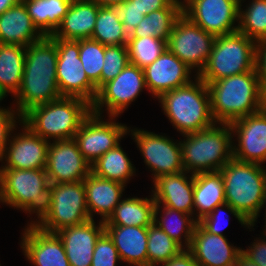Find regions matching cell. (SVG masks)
<instances>
[{
  "mask_svg": "<svg viewBox=\"0 0 266 266\" xmlns=\"http://www.w3.org/2000/svg\"><path fill=\"white\" fill-rule=\"evenodd\" d=\"M57 61V45L49 36L26 46L22 83L15 95L16 111L21 116L34 106L61 97L56 76Z\"/></svg>",
  "mask_w": 266,
  "mask_h": 266,
  "instance_id": "cell-1",
  "label": "cell"
},
{
  "mask_svg": "<svg viewBox=\"0 0 266 266\" xmlns=\"http://www.w3.org/2000/svg\"><path fill=\"white\" fill-rule=\"evenodd\" d=\"M211 114L216 123H232L263 109L262 89L256 70L207 84Z\"/></svg>",
  "mask_w": 266,
  "mask_h": 266,
  "instance_id": "cell-2",
  "label": "cell"
},
{
  "mask_svg": "<svg viewBox=\"0 0 266 266\" xmlns=\"http://www.w3.org/2000/svg\"><path fill=\"white\" fill-rule=\"evenodd\" d=\"M91 112V104L86 100L61 96L51 102L30 108L22 115V124L49 142L50 139L53 141L74 139L82 122Z\"/></svg>",
  "mask_w": 266,
  "mask_h": 266,
  "instance_id": "cell-3",
  "label": "cell"
},
{
  "mask_svg": "<svg viewBox=\"0 0 266 266\" xmlns=\"http://www.w3.org/2000/svg\"><path fill=\"white\" fill-rule=\"evenodd\" d=\"M223 176L225 201L254 227L263 206L266 187V169L256 163L234 158L220 170Z\"/></svg>",
  "mask_w": 266,
  "mask_h": 266,
  "instance_id": "cell-4",
  "label": "cell"
},
{
  "mask_svg": "<svg viewBox=\"0 0 266 266\" xmlns=\"http://www.w3.org/2000/svg\"><path fill=\"white\" fill-rule=\"evenodd\" d=\"M0 187L2 203L29 214L36 213L39 220L31 221L28 226H36L50 212L52 184L48 181L45 168H0Z\"/></svg>",
  "mask_w": 266,
  "mask_h": 266,
  "instance_id": "cell-5",
  "label": "cell"
},
{
  "mask_svg": "<svg viewBox=\"0 0 266 266\" xmlns=\"http://www.w3.org/2000/svg\"><path fill=\"white\" fill-rule=\"evenodd\" d=\"M216 124H220L217 126ZM180 141L183 169L190 174L220 171L233 158L232 130L228 123H214Z\"/></svg>",
  "mask_w": 266,
  "mask_h": 266,
  "instance_id": "cell-6",
  "label": "cell"
},
{
  "mask_svg": "<svg viewBox=\"0 0 266 266\" xmlns=\"http://www.w3.org/2000/svg\"><path fill=\"white\" fill-rule=\"evenodd\" d=\"M189 84L163 93L158 100L164 114L181 134H190L212 126L210 93L198 76Z\"/></svg>",
  "mask_w": 266,
  "mask_h": 266,
  "instance_id": "cell-7",
  "label": "cell"
},
{
  "mask_svg": "<svg viewBox=\"0 0 266 266\" xmlns=\"http://www.w3.org/2000/svg\"><path fill=\"white\" fill-rule=\"evenodd\" d=\"M256 44L239 31L216 36L208 61L197 76L208 84L256 70Z\"/></svg>",
  "mask_w": 266,
  "mask_h": 266,
  "instance_id": "cell-8",
  "label": "cell"
},
{
  "mask_svg": "<svg viewBox=\"0 0 266 266\" xmlns=\"http://www.w3.org/2000/svg\"><path fill=\"white\" fill-rule=\"evenodd\" d=\"M90 220L83 181L52 184V205L47 216L36 226L48 233Z\"/></svg>",
  "mask_w": 266,
  "mask_h": 266,
  "instance_id": "cell-9",
  "label": "cell"
},
{
  "mask_svg": "<svg viewBox=\"0 0 266 266\" xmlns=\"http://www.w3.org/2000/svg\"><path fill=\"white\" fill-rule=\"evenodd\" d=\"M51 39L57 45L56 76L61 96L78 97L92 104L98 90L84 71L79 57V40Z\"/></svg>",
  "mask_w": 266,
  "mask_h": 266,
  "instance_id": "cell-10",
  "label": "cell"
},
{
  "mask_svg": "<svg viewBox=\"0 0 266 266\" xmlns=\"http://www.w3.org/2000/svg\"><path fill=\"white\" fill-rule=\"evenodd\" d=\"M216 36L181 15L175 22L167 48L192 70L199 74L205 67Z\"/></svg>",
  "mask_w": 266,
  "mask_h": 266,
  "instance_id": "cell-11",
  "label": "cell"
},
{
  "mask_svg": "<svg viewBox=\"0 0 266 266\" xmlns=\"http://www.w3.org/2000/svg\"><path fill=\"white\" fill-rule=\"evenodd\" d=\"M144 88L147 87L143 69L129 63L114 79L98 89L91 111L101 116V108L105 105L109 117H118Z\"/></svg>",
  "mask_w": 266,
  "mask_h": 266,
  "instance_id": "cell-12",
  "label": "cell"
},
{
  "mask_svg": "<svg viewBox=\"0 0 266 266\" xmlns=\"http://www.w3.org/2000/svg\"><path fill=\"white\" fill-rule=\"evenodd\" d=\"M102 116L91 114L82 122L74 140L85 160L92 165L99 157L115 148L119 141L128 133V127L113 121H103Z\"/></svg>",
  "mask_w": 266,
  "mask_h": 266,
  "instance_id": "cell-13",
  "label": "cell"
},
{
  "mask_svg": "<svg viewBox=\"0 0 266 266\" xmlns=\"http://www.w3.org/2000/svg\"><path fill=\"white\" fill-rule=\"evenodd\" d=\"M144 158L145 164L152 170L153 179L159 176L183 172L180 141L148 132L142 129H128Z\"/></svg>",
  "mask_w": 266,
  "mask_h": 266,
  "instance_id": "cell-14",
  "label": "cell"
},
{
  "mask_svg": "<svg viewBox=\"0 0 266 266\" xmlns=\"http://www.w3.org/2000/svg\"><path fill=\"white\" fill-rule=\"evenodd\" d=\"M240 3L237 0H194L183 10L191 22L215 36L238 31Z\"/></svg>",
  "mask_w": 266,
  "mask_h": 266,
  "instance_id": "cell-15",
  "label": "cell"
},
{
  "mask_svg": "<svg viewBox=\"0 0 266 266\" xmlns=\"http://www.w3.org/2000/svg\"><path fill=\"white\" fill-rule=\"evenodd\" d=\"M51 184L83 181L91 173V165L79 151L74 139L49 143L45 167Z\"/></svg>",
  "mask_w": 266,
  "mask_h": 266,
  "instance_id": "cell-16",
  "label": "cell"
},
{
  "mask_svg": "<svg viewBox=\"0 0 266 266\" xmlns=\"http://www.w3.org/2000/svg\"><path fill=\"white\" fill-rule=\"evenodd\" d=\"M233 137L238 144L233 146V158L249 163L266 162V110L244 116L230 123ZM235 133V134H234ZM237 145V147H236Z\"/></svg>",
  "mask_w": 266,
  "mask_h": 266,
  "instance_id": "cell-17",
  "label": "cell"
},
{
  "mask_svg": "<svg viewBox=\"0 0 266 266\" xmlns=\"http://www.w3.org/2000/svg\"><path fill=\"white\" fill-rule=\"evenodd\" d=\"M191 68L168 48L143 69L145 84L150 93L159 98L163 93L189 84Z\"/></svg>",
  "mask_w": 266,
  "mask_h": 266,
  "instance_id": "cell-18",
  "label": "cell"
},
{
  "mask_svg": "<svg viewBox=\"0 0 266 266\" xmlns=\"http://www.w3.org/2000/svg\"><path fill=\"white\" fill-rule=\"evenodd\" d=\"M23 132L11 136L2 161L1 168L42 169L46 167L49 141L33 133L25 124ZM9 146V147H8Z\"/></svg>",
  "mask_w": 266,
  "mask_h": 266,
  "instance_id": "cell-19",
  "label": "cell"
},
{
  "mask_svg": "<svg viewBox=\"0 0 266 266\" xmlns=\"http://www.w3.org/2000/svg\"><path fill=\"white\" fill-rule=\"evenodd\" d=\"M21 248L35 266H71L62 240L56 233L42 231L37 226H27L22 236Z\"/></svg>",
  "mask_w": 266,
  "mask_h": 266,
  "instance_id": "cell-20",
  "label": "cell"
},
{
  "mask_svg": "<svg viewBox=\"0 0 266 266\" xmlns=\"http://www.w3.org/2000/svg\"><path fill=\"white\" fill-rule=\"evenodd\" d=\"M241 250L231 246L224 235L211 234L199 223L188 248L199 266H234Z\"/></svg>",
  "mask_w": 266,
  "mask_h": 266,
  "instance_id": "cell-21",
  "label": "cell"
},
{
  "mask_svg": "<svg viewBox=\"0 0 266 266\" xmlns=\"http://www.w3.org/2000/svg\"><path fill=\"white\" fill-rule=\"evenodd\" d=\"M104 232V222L96 226L94 219L66 227L56 234L62 240L71 266H91L97 239Z\"/></svg>",
  "mask_w": 266,
  "mask_h": 266,
  "instance_id": "cell-22",
  "label": "cell"
},
{
  "mask_svg": "<svg viewBox=\"0 0 266 266\" xmlns=\"http://www.w3.org/2000/svg\"><path fill=\"white\" fill-rule=\"evenodd\" d=\"M186 171L159 176L153 180L152 194L156 204L179 210L189 215L194 213V175H187ZM189 176V178H188Z\"/></svg>",
  "mask_w": 266,
  "mask_h": 266,
  "instance_id": "cell-23",
  "label": "cell"
},
{
  "mask_svg": "<svg viewBox=\"0 0 266 266\" xmlns=\"http://www.w3.org/2000/svg\"><path fill=\"white\" fill-rule=\"evenodd\" d=\"M120 260L132 266H148L147 227L104 225Z\"/></svg>",
  "mask_w": 266,
  "mask_h": 266,
  "instance_id": "cell-24",
  "label": "cell"
},
{
  "mask_svg": "<svg viewBox=\"0 0 266 266\" xmlns=\"http://www.w3.org/2000/svg\"><path fill=\"white\" fill-rule=\"evenodd\" d=\"M83 182L90 219H93L95 212L101 216V221L105 222L120 203L125 185L97 177L93 173H90Z\"/></svg>",
  "mask_w": 266,
  "mask_h": 266,
  "instance_id": "cell-25",
  "label": "cell"
},
{
  "mask_svg": "<svg viewBox=\"0 0 266 266\" xmlns=\"http://www.w3.org/2000/svg\"><path fill=\"white\" fill-rule=\"evenodd\" d=\"M44 36L33 25L22 1L0 14V43L28 46Z\"/></svg>",
  "mask_w": 266,
  "mask_h": 266,
  "instance_id": "cell-26",
  "label": "cell"
},
{
  "mask_svg": "<svg viewBox=\"0 0 266 266\" xmlns=\"http://www.w3.org/2000/svg\"><path fill=\"white\" fill-rule=\"evenodd\" d=\"M101 6L91 0L71 4L67 14L50 38L62 40L90 39Z\"/></svg>",
  "mask_w": 266,
  "mask_h": 266,
  "instance_id": "cell-27",
  "label": "cell"
},
{
  "mask_svg": "<svg viewBox=\"0 0 266 266\" xmlns=\"http://www.w3.org/2000/svg\"><path fill=\"white\" fill-rule=\"evenodd\" d=\"M194 212L197 221L208 215L216 206L226 203L223 176L220 171L194 175Z\"/></svg>",
  "mask_w": 266,
  "mask_h": 266,
  "instance_id": "cell-28",
  "label": "cell"
},
{
  "mask_svg": "<svg viewBox=\"0 0 266 266\" xmlns=\"http://www.w3.org/2000/svg\"><path fill=\"white\" fill-rule=\"evenodd\" d=\"M156 202L151 198L129 197L121 199L104 225L148 227L154 223Z\"/></svg>",
  "mask_w": 266,
  "mask_h": 266,
  "instance_id": "cell-29",
  "label": "cell"
},
{
  "mask_svg": "<svg viewBox=\"0 0 266 266\" xmlns=\"http://www.w3.org/2000/svg\"><path fill=\"white\" fill-rule=\"evenodd\" d=\"M26 47L0 43V92L17 94L22 83Z\"/></svg>",
  "mask_w": 266,
  "mask_h": 266,
  "instance_id": "cell-30",
  "label": "cell"
},
{
  "mask_svg": "<svg viewBox=\"0 0 266 266\" xmlns=\"http://www.w3.org/2000/svg\"><path fill=\"white\" fill-rule=\"evenodd\" d=\"M33 25L43 36H52L67 14L70 3L65 0H21Z\"/></svg>",
  "mask_w": 266,
  "mask_h": 266,
  "instance_id": "cell-31",
  "label": "cell"
},
{
  "mask_svg": "<svg viewBox=\"0 0 266 266\" xmlns=\"http://www.w3.org/2000/svg\"><path fill=\"white\" fill-rule=\"evenodd\" d=\"M163 207V210L160 208ZM160 218H158V214ZM177 216V219H169V216ZM193 217V218H192ZM154 223L167 233L176 243H178L184 250H188L191 244L193 232L198 221L192 215L184 213L179 210H174L160 204H156L154 208ZM174 223V224H173ZM184 235V236H183ZM184 237V242L182 241ZM185 244V245H184Z\"/></svg>",
  "mask_w": 266,
  "mask_h": 266,
  "instance_id": "cell-32",
  "label": "cell"
},
{
  "mask_svg": "<svg viewBox=\"0 0 266 266\" xmlns=\"http://www.w3.org/2000/svg\"><path fill=\"white\" fill-rule=\"evenodd\" d=\"M126 155L119 143L91 165V173L97 177L117 181L126 186L128 180L136 172L132 162Z\"/></svg>",
  "mask_w": 266,
  "mask_h": 266,
  "instance_id": "cell-33",
  "label": "cell"
},
{
  "mask_svg": "<svg viewBox=\"0 0 266 266\" xmlns=\"http://www.w3.org/2000/svg\"><path fill=\"white\" fill-rule=\"evenodd\" d=\"M182 15V9L173 0L167 7L155 10L139 22L134 37H157L168 41L176 20Z\"/></svg>",
  "mask_w": 266,
  "mask_h": 266,
  "instance_id": "cell-34",
  "label": "cell"
},
{
  "mask_svg": "<svg viewBox=\"0 0 266 266\" xmlns=\"http://www.w3.org/2000/svg\"><path fill=\"white\" fill-rule=\"evenodd\" d=\"M122 26L123 23L116 7L101 6L90 39L104 46L127 45L128 40L124 37Z\"/></svg>",
  "mask_w": 266,
  "mask_h": 266,
  "instance_id": "cell-35",
  "label": "cell"
},
{
  "mask_svg": "<svg viewBox=\"0 0 266 266\" xmlns=\"http://www.w3.org/2000/svg\"><path fill=\"white\" fill-rule=\"evenodd\" d=\"M148 266H157L178 256L184 249L155 223L147 227Z\"/></svg>",
  "mask_w": 266,
  "mask_h": 266,
  "instance_id": "cell-36",
  "label": "cell"
},
{
  "mask_svg": "<svg viewBox=\"0 0 266 266\" xmlns=\"http://www.w3.org/2000/svg\"><path fill=\"white\" fill-rule=\"evenodd\" d=\"M129 63L144 69L166 49L167 41L157 37H133L127 41Z\"/></svg>",
  "mask_w": 266,
  "mask_h": 266,
  "instance_id": "cell-37",
  "label": "cell"
},
{
  "mask_svg": "<svg viewBox=\"0 0 266 266\" xmlns=\"http://www.w3.org/2000/svg\"><path fill=\"white\" fill-rule=\"evenodd\" d=\"M239 11L238 31L257 42L266 40V0H252Z\"/></svg>",
  "mask_w": 266,
  "mask_h": 266,
  "instance_id": "cell-38",
  "label": "cell"
},
{
  "mask_svg": "<svg viewBox=\"0 0 266 266\" xmlns=\"http://www.w3.org/2000/svg\"><path fill=\"white\" fill-rule=\"evenodd\" d=\"M105 46L92 39L79 40V57L88 79L100 88L101 70L104 65Z\"/></svg>",
  "mask_w": 266,
  "mask_h": 266,
  "instance_id": "cell-39",
  "label": "cell"
},
{
  "mask_svg": "<svg viewBox=\"0 0 266 266\" xmlns=\"http://www.w3.org/2000/svg\"><path fill=\"white\" fill-rule=\"evenodd\" d=\"M129 64L127 45L105 46L100 87L114 79Z\"/></svg>",
  "mask_w": 266,
  "mask_h": 266,
  "instance_id": "cell-40",
  "label": "cell"
},
{
  "mask_svg": "<svg viewBox=\"0 0 266 266\" xmlns=\"http://www.w3.org/2000/svg\"><path fill=\"white\" fill-rule=\"evenodd\" d=\"M120 260L112 239L104 231L97 239L91 266H116Z\"/></svg>",
  "mask_w": 266,
  "mask_h": 266,
  "instance_id": "cell-41",
  "label": "cell"
},
{
  "mask_svg": "<svg viewBox=\"0 0 266 266\" xmlns=\"http://www.w3.org/2000/svg\"><path fill=\"white\" fill-rule=\"evenodd\" d=\"M116 9L123 23L122 30L124 37L129 40L134 37L135 28L144 18L145 14L132 6L130 0H125L123 3L118 4Z\"/></svg>",
  "mask_w": 266,
  "mask_h": 266,
  "instance_id": "cell-42",
  "label": "cell"
},
{
  "mask_svg": "<svg viewBox=\"0 0 266 266\" xmlns=\"http://www.w3.org/2000/svg\"><path fill=\"white\" fill-rule=\"evenodd\" d=\"M228 210L230 214H232L237 220L241 223L242 226L245 228H249L250 225L237 213V211L232 208L229 204L224 203L222 205L216 206L212 212H210L208 215L204 216L198 223L209 233L215 234V235H223L222 233V226L220 225V221L222 218H220L219 212L222 213V211L225 212V210ZM222 210V211H221ZM223 214V213H222ZM222 216V215H221ZM227 224V223H226ZM220 225V226H219ZM224 226V225H223ZM225 227V226H224Z\"/></svg>",
  "mask_w": 266,
  "mask_h": 266,
  "instance_id": "cell-43",
  "label": "cell"
},
{
  "mask_svg": "<svg viewBox=\"0 0 266 266\" xmlns=\"http://www.w3.org/2000/svg\"><path fill=\"white\" fill-rule=\"evenodd\" d=\"M17 119L20 121L19 125L22 126V116L16 110H9L8 108L0 110V161H2L4 156L7 142L10 141L9 137H11V133H13L12 131H14V129L16 130Z\"/></svg>",
  "mask_w": 266,
  "mask_h": 266,
  "instance_id": "cell-44",
  "label": "cell"
},
{
  "mask_svg": "<svg viewBox=\"0 0 266 266\" xmlns=\"http://www.w3.org/2000/svg\"><path fill=\"white\" fill-rule=\"evenodd\" d=\"M255 242L249 247V249L241 250V252L251 259L254 263L259 266H266V240L264 239L254 240Z\"/></svg>",
  "mask_w": 266,
  "mask_h": 266,
  "instance_id": "cell-45",
  "label": "cell"
},
{
  "mask_svg": "<svg viewBox=\"0 0 266 266\" xmlns=\"http://www.w3.org/2000/svg\"><path fill=\"white\" fill-rule=\"evenodd\" d=\"M255 69L258 73L261 88L266 84V40L256 44Z\"/></svg>",
  "mask_w": 266,
  "mask_h": 266,
  "instance_id": "cell-46",
  "label": "cell"
},
{
  "mask_svg": "<svg viewBox=\"0 0 266 266\" xmlns=\"http://www.w3.org/2000/svg\"><path fill=\"white\" fill-rule=\"evenodd\" d=\"M132 6L143 12L145 15L167 7L173 0H130Z\"/></svg>",
  "mask_w": 266,
  "mask_h": 266,
  "instance_id": "cell-47",
  "label": "cell"
},
{
  "mask_svg": "<svg viewBox=\"0 0 266 266\" xmlns=\"http://www.w3.org/2000/svg\"><path fill=\"white\" fill-rule=\"evenodd\" d=\"M162 266H199L188 250H183L178 256L162 264Z\"/></svg>",
  "mask_w": 266,
  "mask_h": 266,
  "instance_id": "cell-48",
  "label": "cell"
},
{
  "mask_svg": "<svg viewBox=\"0 0 266 266\" xmlns=\"http://www.w3.org/2000/svg\"><path fill=\"white\" fill-rule=\"evenodd\" d=\"M234 266H259V265L254 263L251 259L246 257L242 252H240L236 258Z\"/></svg>",
  "mask_w": 266,
  "mask_h": 266,
  "instance_id": "cell-49",
  "label": "cell"
},
{
  "mask_svg": "<svg viewBox=\"0 0 266 266\" xmlns=\"http://www.w3.org/2000/svg\"><path fill=\"white\" fill-rule=\"evenodd\" d=\"M21 0H0V14L17 5Z\"/></svg>",
  "mask_w": 266,
  "mask_h": 266,
  "instance_id": "cell-50",
  "label": "cell"
},
{
  "mask_svg": "<svg viewBox=\"0 0 266 266\" xmlns=\"http://www.w3.org/2000/svg\"><path fill=\"white\" fill-rule=\"evenodd\" d=\"M96 2L99 6L116 7L118 4L123 3L125 0H91Z\"/></svg>",
  "mask_w": 266,
  "mask_h": 266,
  "instance_id": "cell-51",
  "label": "cell"
},
{
  "mask_svg": "<svg viewBox=\"0 0 266 266\" xmlns=\"http://www.w3.org/2000/svg\"><path fill=\"white\" fill-rule=\"evenodd\" d=\"M177 5L183 10L188 4H190L194 0H174Z\"/></svg>",
  "mask_w": 266,
  "mask_h": 266,
  "instance_id": "cell-52",
  "label": "cell"
},
{
  "mask_svg": "<svg viewBox=\"0 0 266 266\" xmlns=\"http://www.w3.org/2000/svg\"><path fill=\"white\" fill-rule=\"evenodd\" d=\"M261 89H262V105L263 109L266 110V84Z\"/></svg>",
  "mask_w": 266,
  "mask_h": 266,
  "instance_id": "cell-53",
  "label": "cell"
},
{
  "mask_svg": "<svg viewBox=\"0 0 266 266\" xmlns=\"http://www.w3.org/2000/svg\"><path fill=\"white\" fill-rule=\"evenodd\" d=\"M266 204V187H265V194H264V199H263V206H262V208H266V206H264ZM266 210V209H265ZM266 212V211H265ZM266 214V213H265ZM265 217H266V215H265ZM265 220H266V218H265ZM265 223H266V221H265ZM265 227H266V224H265ZM265 230V233H263V235L265 234L266 235V228L264 229Z\"/></svg>",
  "mask_w": 266,
  "mask_h": 266,
  "instance_id": "cell-54",
  "label": "cell"
},
{
  "mask_svg": "<svg viewBox=\"0 0 266 266\" xmlns=\"http://www.w3.org/2000/svg\"><path fill=\"white\" fill-rule=\"evenodd\" d=\"M66 2H69L70 4H74V3H80L83 2L85 0H65Z\"/></svg>",
  "mask_w": 266,
  "mask_h": 266,
  "instance_id": "cell-55",
  "label": "cell"
},
{
  "mask_svg": "<svg viewBox=\"0 0 266 266\" xmlns=\"http://www.w3.org/2000/svg\"><path fill=\"white\" fill-rule=\"evenodd\" d=\"M3 98H5V96L0 92V101H2ZM1 109H3V108L0 107V110H1Z\"/></svg>",
  "mask_w": 266,
  "mask_h": 266,
  "instance_id": "cell-56",
  "label": "cell"
},
{
  "mask_svg": "<svg viewBox=\"0 0 266 266\" xmlns=\"http://www.w3.org/2000/svg\"><path fill=\"white\" fill-rule=\"evenodd\" d=\"M2 202V194H1V187H0V203Z\"/></svg>",
  "mask_w": 266,
  "mask_h": 266,
  "instance_id": "cell-57",
  "label": "cell"
},
{
  "mask_svg": "<svg viewBox=\"0 0 266 266\" xmlns=\"http://www.w3.org/2000/svg\"><path fill=\"white\" fill-rule=\"evenodd\" d=\"M237 1L240 3V6L242 7L241 1H243V0H237Z\"/></svg>",
  "mask_w": 266,
  "mask_h": 266,
  "instance_id": "cell-58",
  "label": "cell"
}]
</instances>
